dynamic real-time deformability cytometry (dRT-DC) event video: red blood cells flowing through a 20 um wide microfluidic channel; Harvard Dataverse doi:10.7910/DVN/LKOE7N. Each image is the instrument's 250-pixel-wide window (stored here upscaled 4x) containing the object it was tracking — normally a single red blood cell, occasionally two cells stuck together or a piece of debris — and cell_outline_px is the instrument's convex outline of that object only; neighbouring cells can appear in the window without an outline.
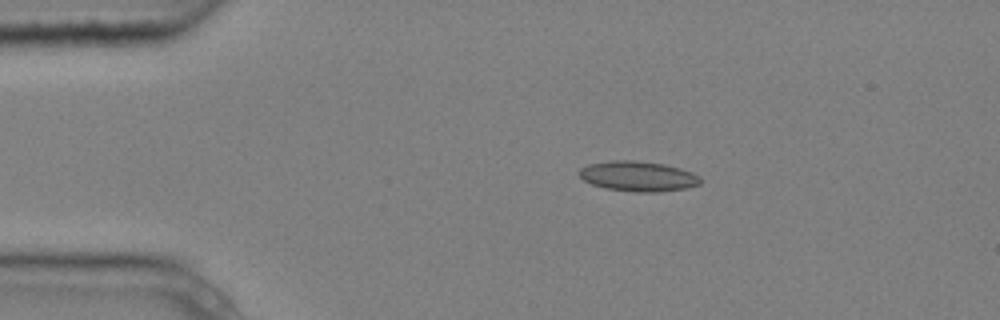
{"species": "common noctule bat (a hibernating species)", "species_latin": "Nyctalus noctula", "temperature_condition": "cold", "stored_images_in_passage": 3, "camera_frame_rate_fps": 3000, "um_per_image_px": 0.085, "animal": {"sex": "male", "body_mass_g": 20.4}, "frame": {"image": 1, "passage_image": 2, "time_ms": 0.333, "image_size_px": [1000, 320], "cell_outline_px": [[700, 184], [688, 188], [656, 192], [636, 192], [604, 188], [592, 184], [584, 180], [576, 172], [580, 168], [588, 164], [612, 160], [632, 160], [664, 164], [680, 168], [692, 172], [700, 176]], "centroid_in_image_um": [54.22, 14.98], "position_along_channel_um": 30.8, "area_um2": 21.39}}